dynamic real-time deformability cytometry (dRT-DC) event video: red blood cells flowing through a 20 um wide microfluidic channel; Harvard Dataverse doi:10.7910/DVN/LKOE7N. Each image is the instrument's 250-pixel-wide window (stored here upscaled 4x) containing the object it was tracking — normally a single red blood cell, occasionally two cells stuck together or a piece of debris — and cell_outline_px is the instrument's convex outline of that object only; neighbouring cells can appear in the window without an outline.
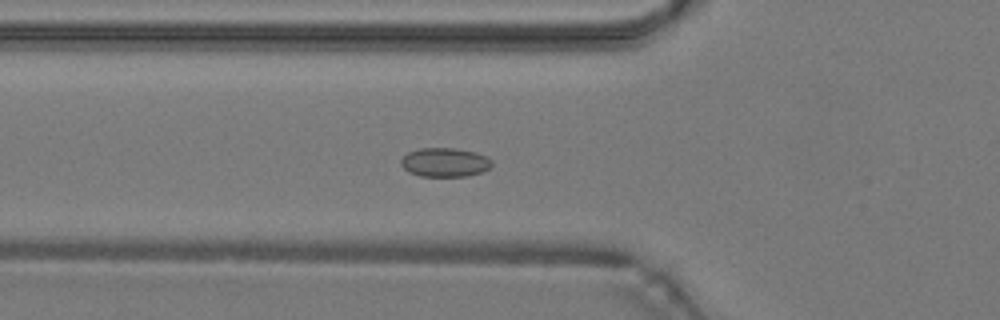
{"species": "common noctule bat (a hibernating species)", "species_latin": "Nyctalus noctula", "temperature_condition": "warm", "stored_images_in_passage": 23, "camera_frame_rate_fps": 3000, "um_per_image_px": 0.085, "animal": {"sex": "male", "body_mass_g": 19.2, "forearm_length_mm": 51.8}, "frame": {"image": 1, "passage_image": 11, "time_ms": 3.333, "image_size_px": [1000, 320], "cell_outline_px": [[492, 164], [488, 168], [480, 172], [468, 176], [420, 176], [408, 172], [400, 164], [400, 160], [408, 152], [420, 148], [456, 148], [476, 152], [488, 156], [492, 160]], "centroid_in_image_um": [37.81, 13.79], "position_along_channel_um": 88.0, "area_um2": 15.43}}
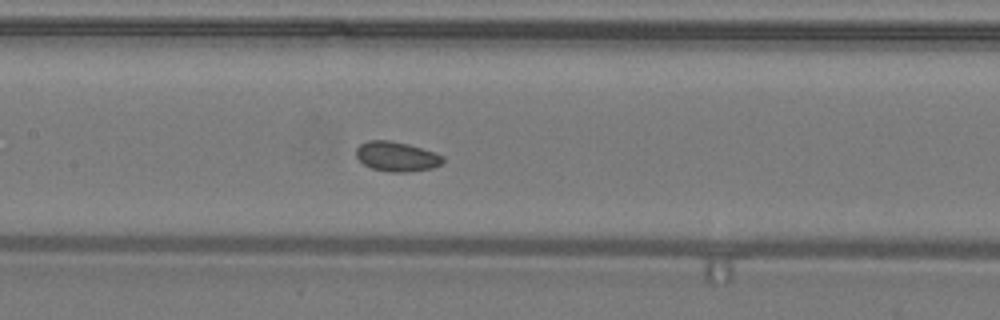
{"frame": {"image": 2, "passage_image": 17, "time_ms": 5.333, "image_size_px": [1000, 320], "cell_outline_px": [[444, 160], [440, 164], [432, 168], [408, 172], [392, 172], [372, 168], [364, 164], [356, 156], [356, 148], [360, 144], [368, 140], [388, 140], [408, 144], [444, 156]], "centroid_in_image_um": [33.69, 13.3], "position_along_channel_um": 173.7, "area_um2": 14.85}}
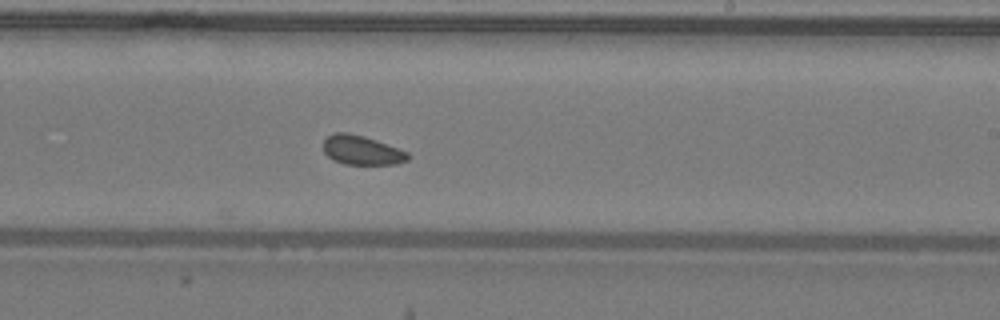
{"frame": {"image": 3, "passage_image": 23, "time_ms": 7.333, "image_size_px": [1000, 320], "cell_outline_px": [[408, 160], [396, 164], [344, 164], [332, 160], [324, 152], [324, 140], [332, 132], [348, 132], [364, 136], [376, 140], [408, 152]], "centroid_in_image_um": [30.72, 12.76], "position_along_channel_um": 258.3, "area_um2": 14.39}}